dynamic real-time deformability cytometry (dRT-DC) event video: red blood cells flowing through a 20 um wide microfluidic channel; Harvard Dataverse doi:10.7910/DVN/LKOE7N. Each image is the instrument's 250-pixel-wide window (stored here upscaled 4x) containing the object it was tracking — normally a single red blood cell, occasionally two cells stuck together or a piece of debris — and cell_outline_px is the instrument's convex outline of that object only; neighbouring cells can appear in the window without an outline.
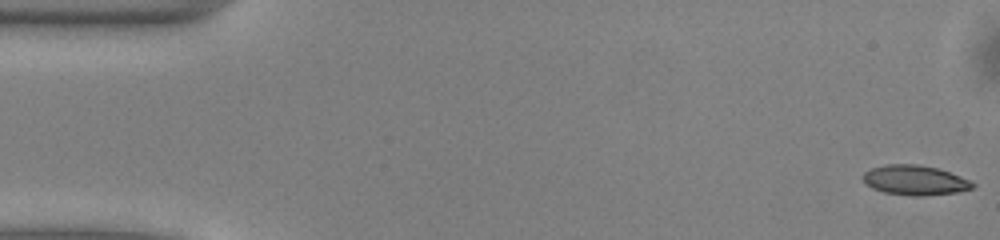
{"species": "common noctule bat (a hibernating species)", "species_latin": "Nyctalus noctula", "temperature_condition": "warm", "stored_images_in_passage": 49, "camera_frame_rate_fps": 3000, "um_per_image_px": 0.085, "animal": {"sex": "male", "body_mass_g": 13.0, "forearm_length_mm": 53.1}, "frame": {"image": 1, "passage_image": 1, "time_ms": 0.0, "image_size_px": [1000, 240], "cell_outline_px": [[976, 184], [972, 188], [956, 192], [924, 196], [912, 196], [884, 192], [872, 188], [864, 184], [860, 176], [864, 172], [872, 168], [884, 164], [916, 164], [936, 168], [960, 176]], "centroid_in_image_um": [77.69, 15.32], "position_along_channel_um": 7.3, "area_um2": 19.07}}
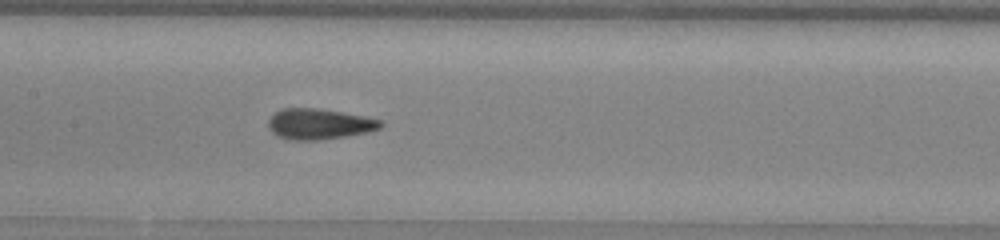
{"frame": {"image": 2, "passage_image": 24, "time_ms": 7.667, "image_size_px": [1000, 240], "cell_outline_px": [[384, 124], [380, 128], [364, 132], [344, 136], [316, 140], [292, 140], [276, 136], [268, 128], [268, 120], [280, 108], [316, 108], [364, 116], [380, 120]], "centroid_in_image_um": [27.07, 10.54], "position_along_channel_um": 180.3, "area_um2": 19.83}}
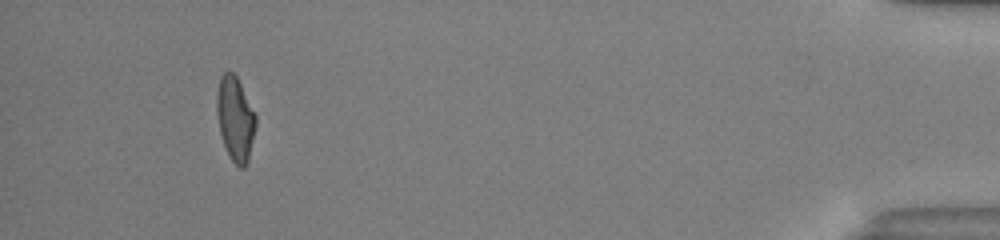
{"frame": {"image": 3, "passage_image": 47, "time_ms": 15.333, "image_size_px": [1000, 240], "cell_outline_px": [[256, 124], [248, 160], [244, 168], [240, 168], [232, 160], [224, 144], [220, 132], [216, 112], [216, 96], [220, 76], [224, 72], [232, 72], [236, 76], [256, 116]], "centroid_in_image_um": [19.98, 10.08], "position_along_channel_um": 415.2, "area_um2": 18.79}, "authors_computed_cell_mechanics": {"area_um2": 19.363, "velocity_mm_per_s": 4.0559, "shape_relaxation_time_tau1_ms": 5.2989, "shape_relaxation_time_tau2_ms": 1.0624, "deformation_change_tau1": 0.178, "deformation_change_tau2": 0.0822}}